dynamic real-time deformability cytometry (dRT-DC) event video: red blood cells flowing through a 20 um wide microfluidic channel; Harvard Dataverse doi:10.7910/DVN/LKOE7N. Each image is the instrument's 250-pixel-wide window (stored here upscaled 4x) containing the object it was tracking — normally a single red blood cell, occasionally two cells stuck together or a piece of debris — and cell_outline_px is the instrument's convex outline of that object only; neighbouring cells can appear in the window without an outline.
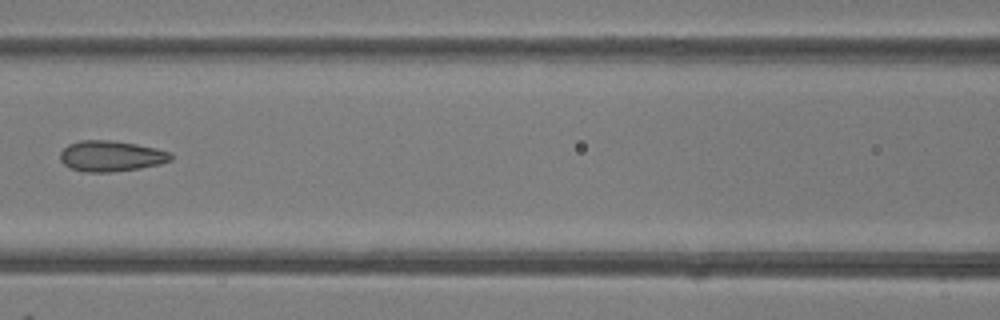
{"species": "common noctule bat (a hibernating species)", "species_latin": "Nyctalus noctula", "temperature_condition": "room temperature", "stored_images_in_passage": 6, "camera_frame_rate_fps": 3000, "um_per_image_px": 0.085, "animal": {"sex": "female"}, "frame": {"image": 1, "passage_image": 6, "time_ms": 5.667, "image_size_px": [1000, 320], "cell_outline_px": [[172, 160], [160, 164], [140, 168], [112, 172], [84, 172], [72, 168], [64, 164], [60, 160], [60, 152], [68, 144], [80, 140], [112, 140], [136, 144], [156, 148], [172, 152]], "centroid_in_image_um": [9.45, 13.26], "position_along_channel_um": 157.1, "area_um2": 19.94}}